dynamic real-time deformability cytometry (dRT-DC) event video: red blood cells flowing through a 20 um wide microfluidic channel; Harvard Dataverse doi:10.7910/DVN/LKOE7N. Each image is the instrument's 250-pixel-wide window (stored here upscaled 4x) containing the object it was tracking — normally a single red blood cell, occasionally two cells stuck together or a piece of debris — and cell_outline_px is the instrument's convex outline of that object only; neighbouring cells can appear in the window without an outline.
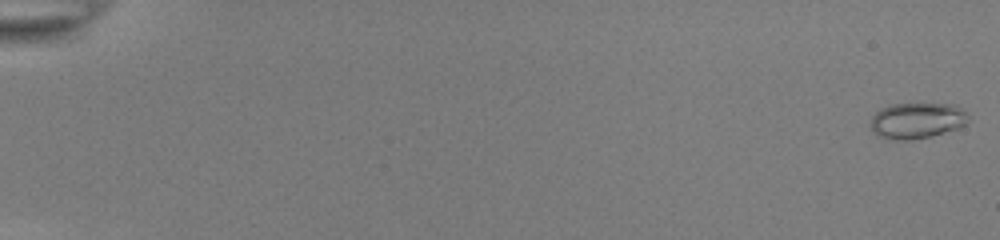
{"species": "common noctule bat (a hibernating species)", "species_latin": "Nyctalus noctula", "temperature_condition": "room temperature", "stored_images_in_passage": 54, "camera_frame_rate_fps": 3000, "um_per_image_px": 0.085, "animal": {"sex": "female", "body_mass_g": 22.0, "forearm_length_mm": 56.7}, "frame": {"image": 1, "passage_image": 1, "time_ms": 0.0, "image_size_px": [1000, 240], "cell_outline_px": [[968, 120], [964, 124], [956, 128], [932, 136], [908, 140], [896, 140], [880, 136], [872, 132], [872, 116], [880, 108], [892, 104], [956, 104], [968, 116]], "centroid_in_image_um": [77.92, 10.24], "position_along_channel_um": 7.1, "area_um2": 20.17}}
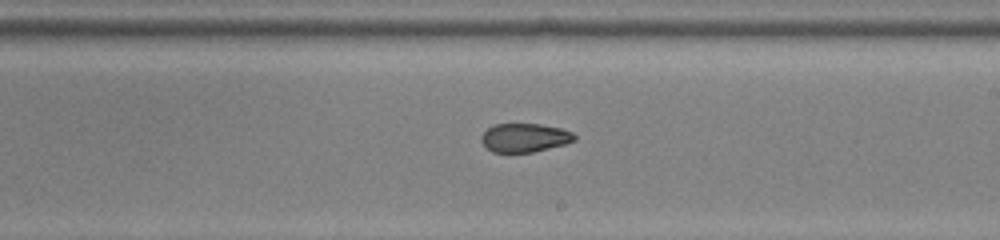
{"frame": {"image": 2, "passage_image": 34, "time_ms": 11.0, "image_size_px": [1000, 240], "cell_outline_px": [[576, 140], [564, 144], [532, 152], [492, 152], [480, 140], [480, 136], [488, 128], [496, 124], [540, 124], [560, 128], [572, 132], [576, 136]], "centroid_in_image_um": [44.59, 11.7], "position_along_channel_um": 244.4, "area_um2": 15.43}}
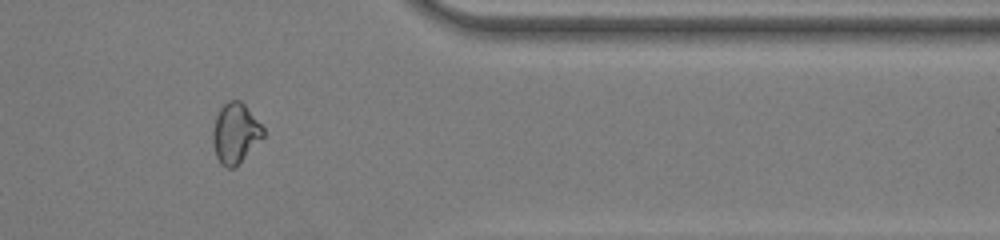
{"frame": {"image": 3, "passage_image": 46, "time_ms": 15.0, "image_size_px": [1000, 240], "cell_outline_px": [[264, 136], [236, 168], [228, 168], [220, 164], [216, 156], [212, 140], [212, 132], [216, 116], [220, 108], [228, 100], [240, 100], [244, 104], [264, 128]], "centroid_in_image_um": [19.99, 11.35], "position_along_channel_um": 391.4, "area_um2": 17.74}, "authors_computed_cell_mechanics": {"area_um2": 17.4556, "velocity_mm_per_s": 3.9128, "shape_relaxation_time_tau1_ms": null, "shape_relaxation_time_tau2_ms": 1.7005, "deformation_change_tau1": null, "deformation_change_tau2": 0.0616}}